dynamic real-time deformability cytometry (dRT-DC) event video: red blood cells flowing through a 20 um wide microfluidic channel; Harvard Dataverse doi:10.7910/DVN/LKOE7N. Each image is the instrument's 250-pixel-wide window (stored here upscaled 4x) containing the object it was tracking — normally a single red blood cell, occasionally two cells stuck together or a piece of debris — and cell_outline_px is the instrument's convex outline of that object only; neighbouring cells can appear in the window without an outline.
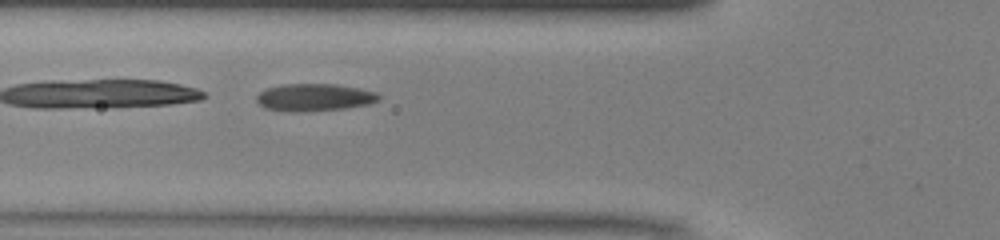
{"species": "common noctule bat (a hibernating species)", "species_latin": "Nyctalus noctula", "temperature_condition": "warm", "stored_images_in_passage": 41, "camera_frame_rate_fps": 3000, "um_per_image_px": 0.085, "animal": {"sex": "male", "body_mass_g": 13.0, "forearm_length_mm": 53.1}, "frame": {"image": 1, "passage_image": 17, "time_ms": 5.333, "image_size_px": [1000, 240], "cell_outline_px": [[380, 100], [368, 104], [344, 108], [308, 112], [292, 112], [264, 108], [256, 100], [256, 96], [260, 92], [268, 88], [284, 84], [336, 84], [360, 88], [376, 92], [380, 96]], "centroid_in_image_um": [26.73, 8.28], "position_along_channel_um": 99.1, "area_um2": 19.59}}
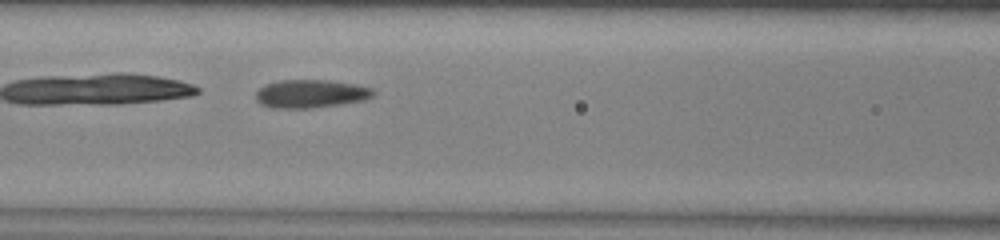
{"frame": {"image": 2, "passage_image": 20, "time_ms": 6.333, "image_size_px": [1000, 240], "cell_outline_px": [[376, 92], [372, 96], [364, 100], [340, 104], [308, 108], [272, 108], [260, 104], [256, 100], [256, 92], [260, 88], [268, 84], [280, 80], [328, 80], [356, 84], [372, 88]], "centroid_in_image_um": [26.42, 7.97], "position_along_channel_um": 140.2, "area_um2": 19.25}}
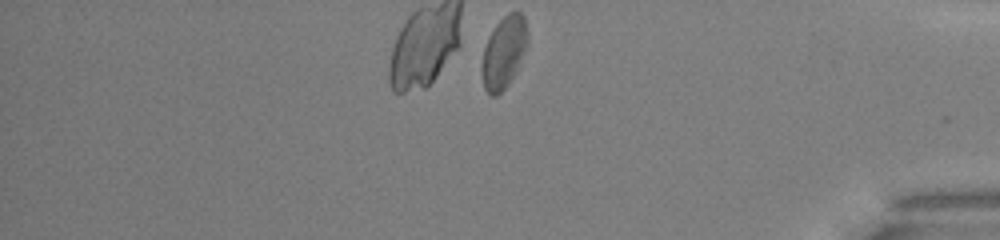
{"frame": {"image": 3, "passage_image": 41, "time_ms": 13.333, "image_size_px": [1000, 240], "cell_outline_px": [[528, 40], [524, 52], [516, 72], [508, 84], [496, 96], [492, 96], [484, 88], [480, 72], [480, 68], [484, 48], [488, 36], [496, 24], [508, 12], [520, 12], [524, 16]], "centroid_in_image_um": [42.8, 4.45], "position_along_channel_um": 392.4, "area_um2": 19.19}, "authors_computed_cell_mechanics": {"area_um2": 19.1896, "velocity_mm_per_s": 4.0923, "shape_relaxation_time_tau1_ms": 5.6027, "shape_relaxation_time_tau2_ms": 1.64, "deformation_change_tau1": 0.148, "deformation_change_tau2": 0.0865}}